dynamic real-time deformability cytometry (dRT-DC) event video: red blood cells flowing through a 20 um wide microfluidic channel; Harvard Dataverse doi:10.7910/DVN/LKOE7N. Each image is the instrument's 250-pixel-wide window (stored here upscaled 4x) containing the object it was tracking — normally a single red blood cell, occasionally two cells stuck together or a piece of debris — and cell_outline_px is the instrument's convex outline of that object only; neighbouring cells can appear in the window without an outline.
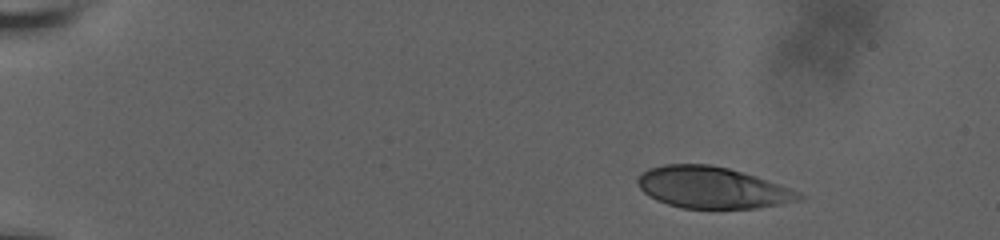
{"species": "human", "species_latin": "Homo sapiens", "temperature_condition": "room temperature", "stored_images_in_passage": 53, "camera_frame_rate_fps": 3000, "um_per_image_px": 0.085, "donor": {"sex": "male"}, "frame": {"image": 1, "passage_image": 1, "time_ms": 0.0, "image_size_px": [1000, 240], "cell_outline_px": [[808, 196], [804, 200], [756, 208], [684, 208], [668, 204], [656, 200], [648, 196], [636, 184], [636, 180], [640, 172], [648, 168], [664, 164], [712, 164], [728, 168], [756, 176], [800, 192]], "centroid_in_image_um": [60.53, 15.94], "position_along_channel_um": 24.5, "area_um2": 39.25}}
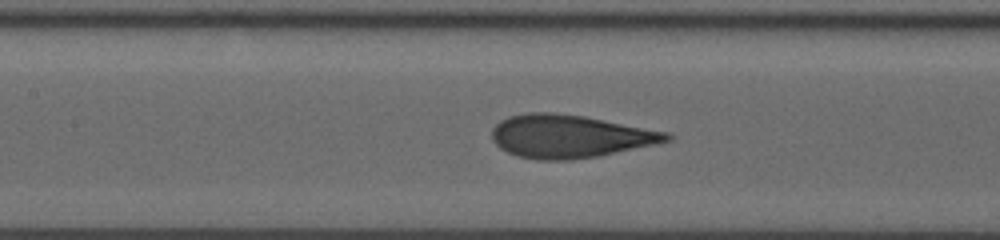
{"frame": {"image": 2, "passage_image": 29, "time_ms": 7.0, "image_size_px": [1000, 240], "cell_outline_px": [[672, 140], [596, 156], [572, 160], [536, 160], [516, 156], [500, 148], [492, 140], [492, 128], [500, 120], [508, 116], [528, 112], [552, 112], [584, 116], [668, 132], [672, 136]], "centroid_in_image_um": [48.36, 11.58], "position_along_channel_um": 159.0, "area_um2": 43.64}}
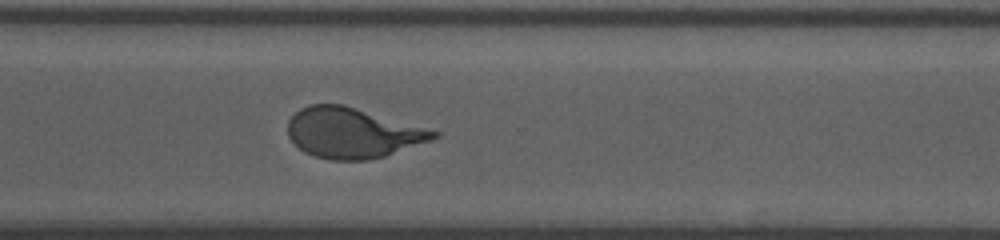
{"frame": {"image": 3, "passage_image": 52, "time_ms": 12.0, "image_size_px": [1000, 240], "cell_outline_px": [[440, 136], [384, 156], [368, 160], [332, 160], [316, 156], [304, 152], [288, 136], [288, 120], [300, 108], [308, 104], [344, 104], [440, 132]], "centroid_in_image_um": [29.93, 11.28], "position_along_channel_um": 340.7, "area_um2": 42.31}}